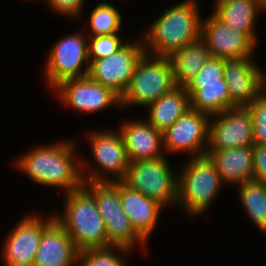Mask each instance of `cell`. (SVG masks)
<instances>
[{
	"label": "cell",
	"mask_w": 266,
	"mask_h": 266,
	"mask_svg": "<svg viewBox=\"0 0 266 266\" xmlns=\"http://www.w3.org/2000/svg\"><path fill=\"white\" fill-rule=\"evenodd\" d=\"M77 145L75 138L37 144L16 157L14 167L32 182L69 193L84 184Z\"/></svg>",
	"instance_id": "obj_1"
},
{
	"label": "cell",
	"mask_w": 266,
	"mask_h": 266,
	"mask_svg": "<svg viewBox=\"0 0 266 266\" xmlns=\"http://www.w3.org/2000/svg\"><path fill=\"white\" fill-rule=\"evenodd\" d=\"M198 0H183L163 9L148 28L142 30L146 54L168 57L201 37L202 18Z\"/></svg>",
	"instance_id": "obj_2"
},
{
	"label": "cell",
	"mask_w": 266,
	"mask_h": 266,
	"mask_svg": "<svg viewBox=\"0 0 266 266\" xmlns=\"http://www.w3.org/2000/svg\"><path fill=\"white\" fill-rule=\"evenodd\" d=\"M63 198V212L53 211V213L77 250L81 252L110 247L94 195L82 185L74 191L63 194Z\"/></svg>",
	"instance_id": "obj_3"
},
{
	"label": "cell",
	"mask_w": 266,
	"mask_h": 266,
	"mask_svg": "<svg viewBox=\"0 0 266 266\" xmlns=\"http://www.w3.org/2000/svg\"><path fill=\"white\" fill-rule=\"evenodd\" d=\"M224 185L208 155L187 158L178 171L176 207L185 212L188 219L196 218L214 204Z\"/></svg>",
	"instance_id": "obj_4"
},
{
	"label": "cell",
	"mask_w": 266,
	"mask_h": 266,
	"mask_svg": "<svg viewBox=\"0 0 266 266\" xmlns=\"http://www.w3.org/2000/svg\"><path fill=\"white\" fill-rule=\"evenodd\" d=\"M115 129L88 130L85 138L95 162L81 155L84 182H114L124 178L129 159L123 136L118 128Z\"/></svg>",
	"instance_id": "obj_5"
},
{
	"label": "cell",
	"mask_w": 266,
	"mask_h": 266,
	"mask_svg": "<svg viewBox=\"0 0 266 266\" xmlns=\"http://www.w3.org/2000/svg\"><path fill=\"white\" fill-rule=\"evenodd\" d=\"M176 87L168 58L145 53L137 63L134 74L120 97L121 109L130 106L146 108Z\"/></svg>",
	"instance_id": "obj_6"
},
{
	"label": "cell",
	"mask_w": 266,
	"mask_h": 266,
	"mask_svg": "<svg viewBox=\"0 0 266 266\" xmlns=\"http://www.w3.org/2000/svg\"><path fill=\"white\" fill-rule=\"evenodd\" d=\"M168 158L163 156L154 160L129 162L126 174L121 181L131 189L157 201L164 208L168 207L167 205L176 207L178 171L173 169Z\"/></svg>",
	"instance_id": "obj_7"
},
{
	"label": "cell",
	"mask_w": 266,
	"mask_h": 266,
	"mask_svg": "<svg viewBox=\"0 0 266 266\" xmlns=\"http://www.w3.org/2000/svg\"><path fill=\"white\" fill-rule=\"evenodd\" d=\"M83 185L95 197L109 246H120L130 250L141 247V251H147V243L134 231L129 217L121 206L119 181L84 182Z\"/></svg>",
	"instance_id": "obj_8"
},
{
	"label": "cell",
	"mask_w": 266,
	"mask_h": 266,
	"mask_svg": "<svg viewBox=\"0 0 266 266\" xmlns=\"http://www.w3.org/2000/svg\"><path fill=\"white\" fill-rule=\"evenodd\" d=\"M84 31L85 28L58 38L48 50L44 79L51 91L65 80L88 75V36Z\"/></svg>",
	"instance_id": "obj_9"
},
{
	"label": "cell",
	"mask_w": 266,
	"mask_h": 266,
	"mask_svg": "<svg viewBox=\"0 0 266 266\" xmlns=\"http://www.w3.org/2000/svg\"><path fill=\"white\" fill-rule=\"evenodd\" d=\"M55 218L54 213L41 216L32 211L24 214L5 235L1 245L4 266H33L44 228Z\"/></svg>",
	"instance_id": "obj_10"
},
{
	"label": "cell",
	"mask_w": 266,
	"mask_h": 266,
	"mask_svg": "<svg viewBox=\"0 0 266 266\" xmlns=\"http://www.w3.org/2000/svg\"><path fill=\"white\" fill-rule=\"evenodd\" d=\"M145 53L142 37L133 39L112 55L93 60L89 65L88 76L121 97L134 74L137 63Z\"/></svg>",
	"instance_id": "obj_11"
},
{
	"label": "cell",
	"mask_w": 266,
	"mask_h": 266,
	"mask_svg": "<svg viewBox=\"0 0 266 266\" xmlns=\"http://www.w3.org/2000/svg\"><path fill=\"white\" fill-rule=\"evenodd\" d=\"M65 108L76 112L96 113L115 106L121 108L120 96L91 79L88 75L61 82L52 92ZM57 94V95H56Z\"/></svg>",
	"instance_id": "obj_12"
},
{
	"label": "cell",
	"mask_w": 266,
	"mask_h": 266,
	"mask_svg": "<svg viewBox=\"0 0 266 266\" xmlns=\"http://www.w3.org/2000/svg\"><path fill=\"white\" fill-rule=\"evenodd\" d=\"M210 116L189 110L173 125L163 132V146L166 156L169 154L188 155L187 158L206 155L208 146ZM173 153V154H172Z\"/></svg>",
	"instance_id": "obj_13"
},
{
	"label": "cell",
	"mask_w": 266,
	"mask_h": 266,
	"mask_svg": "<svg viewBox=\"0 0 266 266\" xmlns=\"http://www.w3.org/2000/svg\"><path fill=\"white\" fill-rule=\"evenodd\" d=\"M254 145L252 117L247 107H231L209 120L207 150Z\"/></svg>",
	"instance_id": "obj_14"
},
{
	"label": "cell",
	"mask_w": 266,
	"mask_h": 266,
	"mask_svg": "<svg viewBox=\"0 0 266 266\" xmlns=\"http://www.w3.org/2000/svg\"><path fill=\"white\" fill-rule=\"evenodd\" d=\"M231 107H247L266 90V71L254 57L224 60Z\"/></svg>",
	"instance_id": "obj_15"
},
{
	"label": "cell",
	"mask_w": 266,
	"mask_h": 266,
	"mask_svg": "<svg viewBox=\"0 0 266 266\" xmlns=\"http://www.w3.org/2000/svg\"><path fill=\"white\" fill-rule=\"evenodd\" d=\"M201 38L211 57L224 60L255 57V49L258 47L246 34L233 30L212 13L202 18Z\"/></svg>",
	"instance_id": "obj_16"
},
{
	"label": "cell",
	"mask_w": 266,
	"mask_h": 266,
	"mask_svg": "<svg viewBox=\"0 0 266 266\" xmlns=\"http://www.w3.org/2000/svg\"><path fill=\"white\" fill-rule=\"evenodd\" d=\"M118 128L124 139L129 162L154 160L166 156L163 132L156 130L146 118L125 119Z\"/></svg>",
	"instance_id": "obj_17"
},
{
	"label": "cell",
	"mask_w": 266,
	"mask_h": 266,
	"mask_svg": "<svg viewBox=\"0 0 266 266\" xmlns=\"http://www.w3.org/2000/svg\"><path fill=\"white\" fill-rule=\"evenodd\" d=\"M121 206L129 217L134 231L148 243L151 234L160 223L161 212L164 207L157 201L149 199L137 190L119 181Z\"/></svg>",
	"instance_id": "obj_18"
},
{
	"label": "cell",
	"mask_w": 266,
	"mask_h": 266,
	"mask_svg": "<svg viewBox=\"0 0 266 266\" xmlns=\"http://www.w3.org/2000/svg\"><path fill=\"white\" fill-rule=\"evenodd\" d=\"M79 251L54 218L43 230L33 266H75Z\"/></svg>",
	"instance_id": "obj_19"
},
{
	"label": "cell",
	"mask_w": 266,
	"mask_h": 266,
	"mask_svg": "<svg viewBox=\"0 0 266 266\" xmlns=\"http://www.w3.org/2000/svg\"><path fill=\"white\" fill-rule=\"evenodd\" d=\"M206 155L215 164L225 186L235 187L254 180L253 145L224 150H207Z\"/></svg>",
	"instance_id": "obj_20"
},
{
	"label": "cell",
	"mask_w": 266,
	"mask_h": 266,
	"mask_svg": "<svg viewBox=\"0 0 266 266\" xmlns=\"http://www.w3.org/2000/svg\"><path fill=\"white\" fill-rule=\"evenodd\" d=\"M212 14L233 30L246 34L255 44L258 43L256 23L260 13L266 9L259 0H214Z\"/></svg>",
	"instance_id": "obj_21"
},
{
	"label": "cell",
	"mask_w": 266,
	"mask_h": 266,
	"mask_svg": "<svg viewBox=\"0 0 266 266\" xmlns=\"http://www.w3.org/2000/svg\"><path fill=\"white\" fill-rule=\"evenodd\" d=\"M184 88L189 94L193 110L211 117L231 108L230 94L224 78L210 82H187Z\"/></svg>",
	"instance_id": "obj_22"
},
{
	"label": "cell",
	"mask_w": 266,
	"mask_h": 266,
	"mask_svg": "<svg viewBox=\"0 0 266 266\" xmlns=\"http://www.w3.org/2000/svg\"><path fill=\"white\" fill-rule=\"evenodd\" d=\"M147 121L156 129L164 132L182 115L191 110L189 94L184 86H177L146 107Z\"/></svg>",
	"instance_id": "obj_23"
},
{
	"label": "cell",
	"mask_w": 266,
	"mask_h": 266,
	"mask_svg": "<svg viewBox=\"0 0 266 266\" xmlns=\"http://www.w3.org/2000/svg\"><path fill=\"white\" fill-rule=\"evenodd\" d=\"M211 57L205 41L200 37L167 58L170 62L177 86H184L192 79Z\"/></svg>",
	"instance_id": "obj_24"
},
{
	"label": "cell",
	"mask_w": 266,
	"mask_h": 266,
	"mask_svg": "<svg viewBox=\"0 0 266 266\" xmlns=\"http://www.w3.org/2000/svg\"><path fill=\"white\" fill-rule=\"evenodd\" d=\"M241 207L246 217L258 228V231L266 235V191L263 185L256 180L244 182L235 186Z\"/></svg>",
	"instance_id": "obj_25"
},
{
	"label": "cell",
	"mask_w": 266,
	"mask_h": 266,
	"mask_svg": "<svg viewBox=\"0 0 266 266\" xmlns=\"http://www.w3.org/2000/svg\"><path fill=\"white\" fill-rule=\"evenodd\" d=\"M122 17L119 8L113 5V3L108 1L100 2L93 7L90 17L87 18L89 19V33L86 31L85 34L88 37H93L121 33V30H123Z\"/></svg>",
	"instance_id": "obj_26"
},
{
	"label": "cell",
	"mask_w": 266,
	"mask_h": 266,
	"mask_svg": "<svg viewBox=\"0 0 266 266\" xmlns=\"http://www.w3.org/2000/svg\"><path fill=\"white\" fill-rule=\"evenodd\" d=\"M131 252L132 250L120 246L87 249L79 252L75 266H127L125 256Z\"/></svg>",
	"instance_id": "obj_27"
},
{
	"label": "cell",
	"mask_w": 266,
	"mask_h": 266,
	"mask_svg": "<svg viewBox=\"0 0 266 266\" xmlns=\"http://www.w3.org/2000/svg\"><path fill=\"white\" fill-rule=\"evenodd\" d=\"M127 42L124 38H121L120 33L88 37L89 63L112 55Z\"/></svg>",
	"instance_id": "obj_28"
},
{
	"label": "cell",
	"mask_w": 266,
	"mask_h": 266,
	"mask_svg": "<svg viewBox=\"0 0 266 266\" xmlns=\"http://www.w3.org/2000/svg\"><path fill=\"white\" fill-rule=\"evenodd\" d=\"M247 108L252 117L254 145H266V90Z\"/></svg>",
	"instance_id": "obj_29"
},
{
	"label": "cell",
	"mask_w": 266,
	"mask_h": 266,
	"mask_svg": "<svg viewBox=\"0 0 266 266\" xmlns=\"http://www.w3.org/2000/svg\"><path fill=\"white\" fill-rule=\"evenodd\" d=\"M86 0H44L53 14L57 13L63 17H69L76 22H79L84 12V4Z\"/></svg>",
	"instance_id": "obj_30"
},
{
	"label": "cell",
	"mask_w": 266,
	"mask_h": 266,
	"mask_svg": "<svg viewBox=\"0 0 266 266\" xmlns=\"http://www.w3.org/2000/svg\"><path fill=\"white\" fill-rule=\"evenodd\" d=\"M224 78V59L210 57L200 71L188 82H210Z\"/></svg>",
	"instance_id": "obj_31"
},
{
	"label": "cell",
	"mask_w": 266,
	"mask_h": 266,
	"mask_svg": "<svg viewBox=\"0 0 266 266\" xmlns=\"http://www.w3.org/2000/svg\"><path fill=\"white\" fill-rule=\"evenodd\" d=\"M254 180L266 186V145H253Z\"/></svg>",
	"instance_id": "obj_32"
},
{
	"label": "cell",
	"mask_w": 266,
	"mask_h": 266,
	"mask_svg": "<svg viewBox=\"0 0 266 266\" xmlns=\"http://www.w3.org/2000/svg\"><path fill=\"white\" fill-rule=\"evenodd\" d=\"M259 2L266 9V0H259Z\"/></svg>",
	"instance_id": "obj_33"
}]
</instances>
